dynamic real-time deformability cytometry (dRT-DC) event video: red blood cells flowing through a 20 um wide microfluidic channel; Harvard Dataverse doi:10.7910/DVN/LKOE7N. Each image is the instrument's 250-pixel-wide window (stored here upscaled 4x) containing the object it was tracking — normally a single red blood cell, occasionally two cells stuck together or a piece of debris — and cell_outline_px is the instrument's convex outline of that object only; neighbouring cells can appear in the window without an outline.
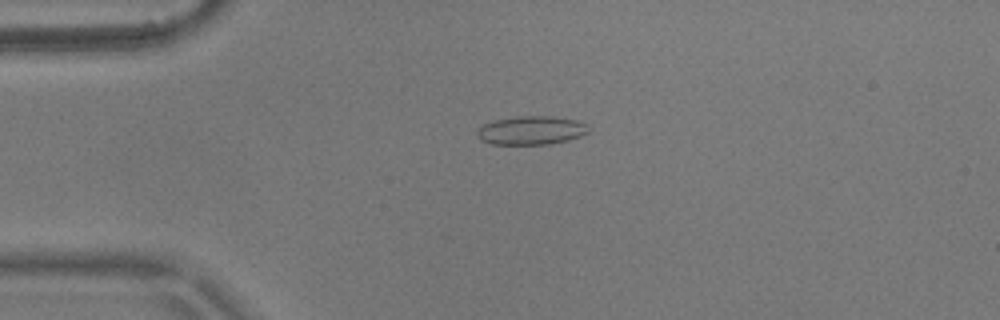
{"species": "common noctule bat (a hibernating species)", "species_latin": "Nyctalus noctula", "temperature_condition": "warm", "stored_images_in_passage": 4, "camera_frame_rate_fps": 3000, "um_per_image_px": 0.085, "animal": {"sex": "male", "body_mass_g": 17.9}, "frame": {"image": 1, "passage_image": 4, "time_ms": 1.0, "image_size_px": [1000, 320], "cell_outline_px": [[588, 132], [580, 136], [568, 140], [548, 144], [492, 144], [480, 140], [476, 136], [476, 132], [484, 124], [492, 120], [516, 116], [548, 116], [576, 120], [588, 124]], "centroid_in_image_um": [45.13, 11.08], "position_along_channel_um": 39.9, "area_um2": 18.61}}